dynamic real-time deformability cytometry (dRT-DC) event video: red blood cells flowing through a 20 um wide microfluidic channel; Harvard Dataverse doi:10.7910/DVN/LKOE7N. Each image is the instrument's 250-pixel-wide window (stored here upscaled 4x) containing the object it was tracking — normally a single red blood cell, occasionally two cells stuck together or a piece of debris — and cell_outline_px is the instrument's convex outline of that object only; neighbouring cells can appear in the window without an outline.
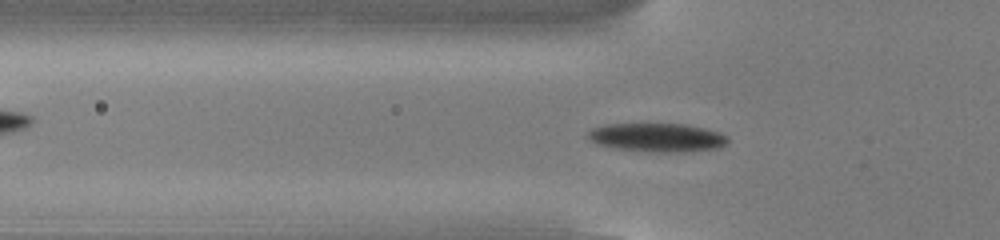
{"species": "common noctule bat (a hibernating species)", "species_latin": "Nyctalus noctula", "temperature_condition": "cold", "stored_images_in_passage": 53, "camera_frame_rate_fps": 3000, "um_per_image_px": 0.085, "animal": {"sex": "male", "body_mass_g": 13.0, "forearm_length_mm": 53.1}, "frame": {"image": 1, "passage_image": 17, "time_ms": 5.333, "image_size_px": [1000, 240], "cell_outline_px": [[728, 144], [720, 148], [688, 152], [644, 152], [612, 148], [596, 144], [588, 140], [588, 132], [592, 128], [604, 124], [684, 124], [704, 128], [720, 132], [728, 136]], "centroid_in_image_um": [55.86, 11.7], "position_along_channel_um": 69.9, "area_um2": 23.87}}
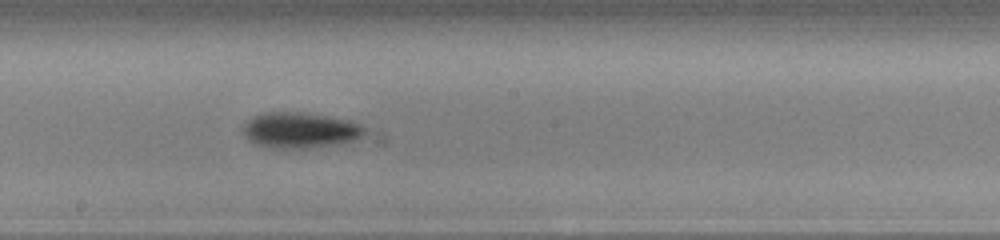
{"frame": {"image": 2, "passage_image": 29, "time_ms": 9.333, "image_size_px": [1000, 240], "cell_outline_px": [[368, 132], [364, 136], [356, 140], [336, 144], [304, 148], [264, 148], [248, 140], [244, 132], [244, 124], [248, 120], [256, 116], [268, 112], [296, 112], [324, 116], [348, 120], [360, 124]], "centroid_in_image_um": [25.53, 11.09], "position_along_channel_um": 222.7, "area_um2": 25.09}}
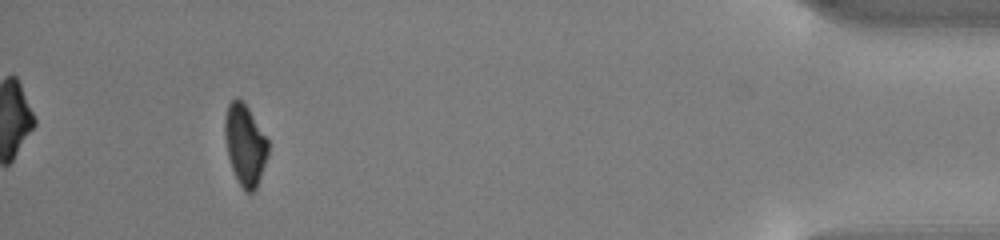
{"frame": {"image": 3, "passage_image": 49, "time_ms": 16.0, "image_size_px": [1000, 240], "cell_outline_px": [[268, 156], [256, 188], [252, 192], [244, 192], [232, 168], [228, 156], [224, 136], [224, 120], [228, 104], [236, 96], [248, 108], [268, 140]], "centroid_in_image_um": [20.82, 12.3], "position_along_channel_um": 414.4, "area_um2": 20.23}, "authors_computed_cell_mechanics": {"area_um2": 22.0218, "velocity_mm_per_s": 3.8274, "shape_relaxation_time_tau1_ms": 1.9115, "shape_relaxation_time_tau2_ms": null, "deformation_change_tau1": 0.1248, "deformation_change_tau2": null}}